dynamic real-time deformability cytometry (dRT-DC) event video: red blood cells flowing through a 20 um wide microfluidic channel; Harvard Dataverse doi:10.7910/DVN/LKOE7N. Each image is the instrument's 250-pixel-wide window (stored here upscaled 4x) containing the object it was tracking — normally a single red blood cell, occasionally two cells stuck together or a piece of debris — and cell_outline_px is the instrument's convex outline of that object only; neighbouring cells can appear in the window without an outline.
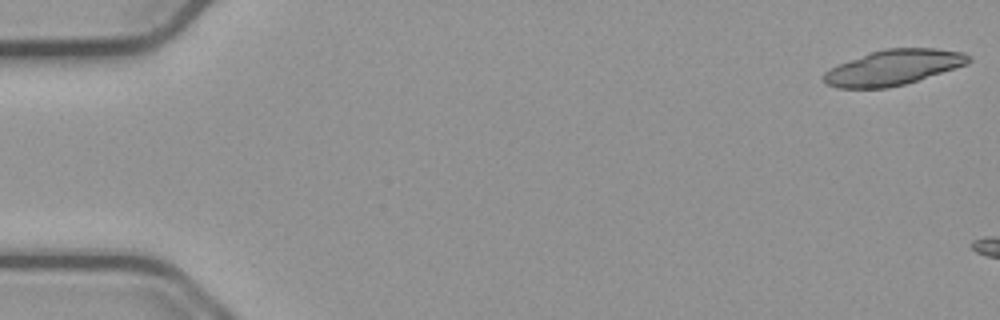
{"species": "common noctule bat (a hibernating species)", "species_latin": "Nyctalus noctula", "temperature_condition": "cold", "stored_images_in_passage": 5, "camera_frame_rate_fps": 3000, "um_per_image_px": 0.085, "animal": {"sex": "male", "body_mass_g": 23.1, "forearm_length_mm": 52.7}, "frame": {"image": 1, "passage_image": 1, "time_ms": 0.0, "image_size_px": [1000, 320], "cell_outline_px": [[972, 60], [968, 64], [904, 84], [888, 88], [836, 88], [828, 84], [824, 80], [824, 72], [840, 64], [872, 52], [884, 48], [936, 48], [964, 52]], "centroid_in_image_um": [75.97, 5.73], "position_along_channel_um": 9.0, "area_um2": 29.36}}